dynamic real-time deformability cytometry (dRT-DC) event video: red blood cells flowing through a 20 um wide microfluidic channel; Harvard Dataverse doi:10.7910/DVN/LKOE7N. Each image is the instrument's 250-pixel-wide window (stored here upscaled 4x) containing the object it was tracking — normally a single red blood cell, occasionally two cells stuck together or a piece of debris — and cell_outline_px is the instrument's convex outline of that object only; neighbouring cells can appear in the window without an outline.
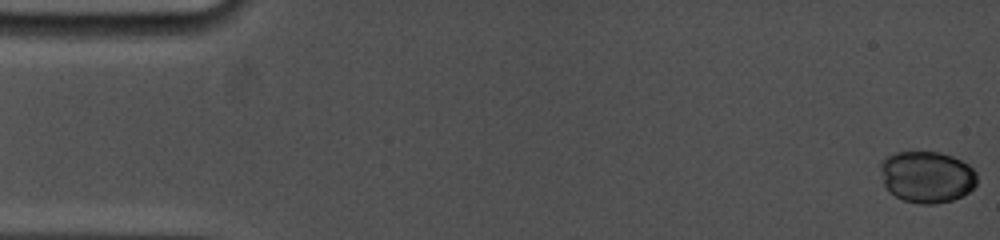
{"species": "common noctule bat (a hibernating species)", "species_latin": "Nyctalus noctula", "temperature_condition": "cold", "stored_images_in_passage": 35, "camera_frame_rate_fps": 5000, "um_per_image_px": 0.085, "animal": {"sex": "female", "body_mass_g": 19.0, "forearm_length_mm": 53.3}, "frame": {"image": 1, "passage_image": 1, "time_ms": 0.0, "image_size_px": [1000, 240], "cell_outline_px": [[976, 184], [964, 196], [952, 200], [936, 204], [920, 204], [904, 200], [888, 192], [884, 184], [880, 168], [880, 164], [884, 156], [896, 152], [940, 152], [952, 156], [968, 164], [976, 172]], "centroid_in_image_um": [78.77, 15.03], "position_along_channel_um": 6.2, "area_um2": 29.25}}
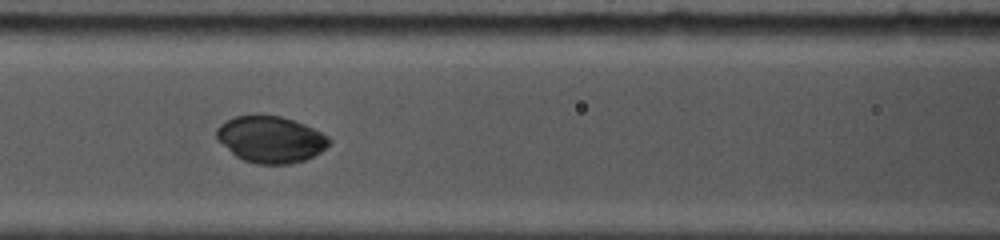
{"frame": {"image": 2, "passage_image": 17, "time_ms": 7.2, "image_size_px": [1000, 240], "cell_outline_px": [[332, 140], [320, 152], [304, 160], [288, 164], [256, 164], [244, 160], [236, 156], [216, 140], [216, 128], [224, 120], [236, 116], [280, 116], [304, 124], [328, 136]], "centroid_in_image_um": [22.96, 11.85], "position_along_channel_um": 143.6, "area_um2": 30.29}}
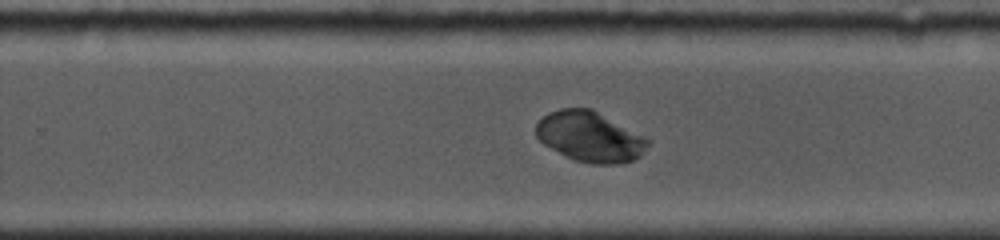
{"frame": {"image": 3, "passage_image": 26, "time_ms": 10.8, "image_size_px": [1000, 240], "cell_outline_px": [[652, 140], [644, 152], [636, 160], [616, 164], [592, 164], [572, 160], [544, 144], [536, 136], [536, 124], [548, 112], [560, 108], [592, 108]], "centroid_in_image_um": [50.17, 11.62], "position_along_channel_um": 279.6, "area_um2": 33.06}}